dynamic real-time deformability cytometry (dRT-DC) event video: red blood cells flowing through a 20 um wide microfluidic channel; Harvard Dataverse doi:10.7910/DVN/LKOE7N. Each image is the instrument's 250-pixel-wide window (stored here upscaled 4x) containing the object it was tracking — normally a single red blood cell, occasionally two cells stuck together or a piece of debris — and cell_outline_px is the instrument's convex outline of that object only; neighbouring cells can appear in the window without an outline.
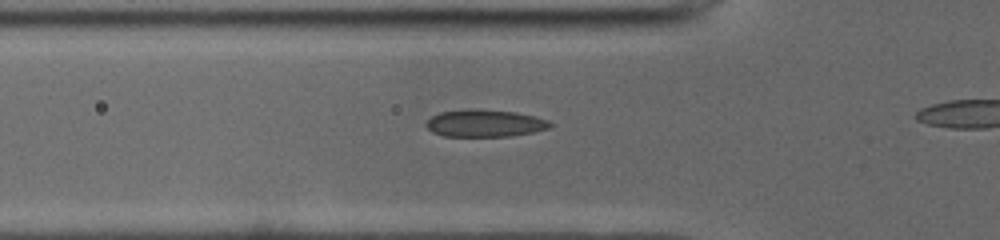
{"species": "common noctule bat (a hibernating species)", "species_latin": "Nyctalus noctula", "temperature_condition": "cold", "stored_images_in_passage": 7, "camera_frame_rate_fps": 3000, "um_per_image_px": 0.085, "animal": {"sex": "male", "body_mass_g": 19.0, "forearm_length_mm": 50.8}, "frame": {"image": 1, "passage_image": 2, "time_ms": 0.333, "image_size_px": [1000, 240], "cell_outline_px": [[556, 124], [552, 128], [512, 136], [444, 136], [432, 132], [424, 124], [432, 116], [440, 112], [516, 112], [536, 116], [548, 120]], "centroid_in_image_um": [41.31, 10.53], "position_along_channel_um": 84.5, "area_um2": 18.84}}
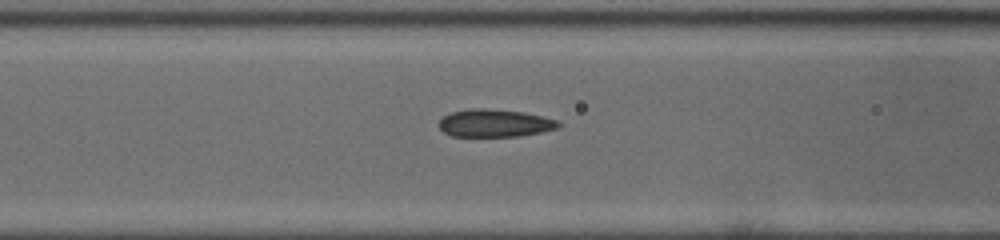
{"frame": {"image": 2, "passage_image": 5, "time_ms": 1.333, "image_size_px": [1000, 240], "cell_outline_px": [[564, 124], [560, 128], [520, 136], [452, 136], [444, 132], [436, 124], [444, 116], [452, 112], [468, 108], [484, 108], [524, 112], [556, 120]], "centroid_in_image_um": [42.05, 10.46], "position_along_channel_um": 124.5, "area_um2": 19.36}}